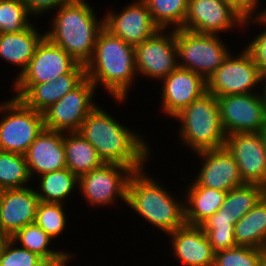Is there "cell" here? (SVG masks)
Returning a JSON list of instances; mask_svg holds the SVG:
<instances>
[{
    "label": "cell",
    "instance_id": "44",
    "mask_svg": "<svg viewBox=\"0 0 266 266\" xmlns=\"http://www.w3.org/2000/svg\"><path fill=\"white\" fill-rule=\"evenodd\" d=\"M260 266H266V254L263 257Z\"/></svg>",
    "mask_w": 266,
    "mask_h": 266
},
{
    "label": "cell",
    "instance_id": "35",
    "mask_svg": "<svg viewBox=\"0 0 266 266\" xmlns=\"http://www.w3.org/2000/svg\"><path fill=\"white\" fill-rule=\"evenodd\" d=\"M62 203L40 201L35 223L41 227L52 239L62 233L66 225V216Z\"/></svg>",
    "mask_w": 266,
    "mask_h": 266
},
{
    "label": "cell",
    "instance_id": "10",
    "mask_svg": "<svg viewBox=\"0 0 266 266\" xmlns=\"http://www.w3.org/2000/svg\"><path fill=\"white\" fill-rule=\"evenodd\" d=\"M96 86L86 77L76 88L43 112L47 130L79 131L83 121L96 107L93 94Z\"/></svg>",
    "mask_w": 266,
    "mask_h": 266
},
{
    "label": "cell",
    "instance_id": "22",
    "mask_svg": "<svg viewBox=\"0 0 266 266\" xmlns=\"http://www.w3.org/2000/svg\"><path fill=\"white\" fill-rule=\"evenodd\" d=\"M168 235L175 256L185 266H213L215 252L200 226L185 224Z\"/></svg>",
    "mask_w": 266,
    "mask_h": 266
},
{
    "label": "cell",
    "instance_id": "6",
    "mask_svg": "<svg viewBox=\"0 0 266 266\" xmlns=\"http://www.w3.org/2000/svg\"><path fill=\"white\" fill-rule=\"evenodd\" d=\"M0 112L5 114L0 120V151L24 155L45 129L43 113L27 107L15 97L0 104Z\"/></svg>",
    "mask_w": 266,
    "mask_h": 266
},
{
    "label": "cell",
    "instance_id": "30",
    "mask_svg": "<svg viewBox=\"0 0 266 266\" xmlns=\"http://www.w3.org/2000/svg\"><path fill=\"white\" fill-rule=\"evenodd\" d=\"M31 178L24 155L14 152L0 151L1 190L27 187L25 183Z\"/></svg>",
    "mask_w": 266,
    "mask_h": 266
},
{
    "label": "cell",
    "instance_id": "32",
    "mask_svg": "<svg viewBox=\"0 0 266 266\" xmlns=\"http://www.w3.org/2000/svg\"><path fill=\"white\" fill-rule=\"evenodd\" d=\"M200 227L215 253L237 246L234 236V224L223 213L215 212Z\"/></svg>",
    "mask_w": 266,
    "mask_h": 266
},
{
    "label": "cell",
    "instance_id": "23",
    "mask_svg": "<svg viewBox=\"0 0 266 266\" xmlns=\"http://www.w3.org/2000/svg\"><path fill=\"white\" fill-rule=\"evenodd\" d=\"M31 25L26 30L16 33H0V57L8 63L21 67L19 75L27 68L35 54L37 46L45 37Z\"/></svg>",
    "mask_w": 266,
    "mask_h": 266
},
{
    "label": "cell",
    "instance_id": "13",
    "mask_svg": "<svg viewBox=\"0 0 266 266\" xmlns=\"http://www.w3.org/2000/svg\"><path fill=\"white\" fill-rule=\"evenodd\" d=\"M245 19L225 0H188L186 19L182 29L201 34H219L220 31L243 25Z\"/></svg>",
    "mask_w": 266,
    "mask_h": 266
},
{
    "label": "cell",
    "instance_id": "9",
    "mask_svg": "<svg viewBox=\"0 0 266 266\" xmlns=\"http://www.w3.org/2000/svg\"><path fill=\"white\" fill-rule=\"evenodd\" d=\"M260 95L253 92L217 97L226 135L261 132L266 127V106Z\"/></svg>",
    "mask_w": 266,
    "mask_h": 266
},
{
    "label": "cell",
    "instance_id": "14",
    "mask_svg": "<svg viewBox=\"0 0 266 266\" xmlns=\"http://www.w3.org/2000/svg\"><path fill=\"white\" fill-rule=\"evenodd\" d=\"M225 148L235 159L245 183L266 187V151L260 132L227 135Z\"/></svg>",
    "mask_w": 266,
    "mask_h": 266
},
{
    "label": "cell",
    "instance_id": "43",
    "mask_svg": "<svg viewBox=\"0 0 266 266\" xmlns=\"http://www.w3.org/2000/svg\"><path fill=\"white\" fill-rule=\"evenodd\" d=\"M260 134L262 136L264 148H265V151H266V127L260 132Z\"/></svg>",
    "mask_w": 266,
    "mask_h": 266
},
{
    "label": "cell",
    "instance_id": "38",
    "mask_svg": "<svg viewBox=\"0 0 266 266\" xmlns=\"http://www.w3.org/2000/svg\"><path fill=\"white\" fill-rule=\"evenodd\" d=\"M29 13L34 15H39L48 11L49 9H55V7H60L62 5L68 4L75 0H22Z\"/></svg>",
    "mask_w": 266,
    "mask_h": 266
},
{
    "label": "cell",
    "instance_id": "24",
    "mask_svg": "<svg viewBox=\"0 0 266 266\" xmlns=\"http://www.w3.org/2000/svg\"><path fill=\"white\" fill-rule=\"evenodd\" d=\"M191 185L186 196L188 203L184 201L185 222L187 225L200 226L222 206L227 192L197 186L194 182Z\"/></svg>",
    "mask_w": 266,
    "mask_h": 266
},
{
    "label": "cell",
    "instance_id": "19",
    "mask_svg": "<svg viewBox=\"0 0 266 266\" xmlns=\"http://www.w3.org/2000/svg\"><path fill=\"white\" fill-rule=\"evenodd\" d=\"M40 199L36 190L3 189L0 194V228L10 238L19 229L35 223Z\"/></svg>",
    "mask_w": 266,
    "mask_h": 266
},
{
    "label": "cell",
    "instance_id": "21",
    "mask_svg": "<svg viewBox=\"0 0 266 266\" xmlns=\"http://www.w3.org/2000/svg\"><path fill=\"white\" fill-rule=\"evenodd\" d=\"M62 133L44 129L29 146L24 156L31 177L67 167Z\"/></svg>",
    "mask_w": 266,
    "mask_h": 266
},
{
    "label": "cell",
    "instance_id": "29",
    "mask_svg": "<svg viewBox=\"0 0 266 266\" xmlns=\"http://www.w3.org/2000/svg\"><path fill=\"white\" fill-rule=\"evenodd\" d=\"M10 238L15 244L20 243L22 248L37 254L44 261H53L65 254L63 251L59 252L48 248L52 238L36 223L28 224L19 229Z\"/></svg>",
    "mask_w": 266,
    "mask_h": 266
},
{
    "label": "cell",
    "instance_id": "40",
    "mask_svg": "<svg viewBox=\"0 0 266 266\" xmlns=\"http://www.w3.org/2000/svg\"><path fill=\"white\" fill-rule=\"evenodd\" d=\"M72 255H69V253H66L61 256L60 258L53 260V261H44V263L41 266H67L66 263H68L69 258H71Z\"/></svg>",
    "mask_w": 266,
    "mask_h": 266
},
{
    "label": "cell",
    "instance_id": "36",
    "mask_svg": "<svg viewBox=\"0 0 266 266\" xmlns=\"http://www.w3.org/2000/svg\"><path fill=\"white\" fill-rule=\"evenodd\" d=\"M14 245L11 238L6 240L0 251V266H41L44 263L37 254Z\"/></svg>",
    "mask_w": 266,
    "mask_h": 266
},
{
    "label": "cell",
    "instance_id": "20",
    "mask_svg": "<svg viewBox=\"0 0 266 266\" xmlns=\"http://www.w3.org/2000/svg\"><path fill=\"white\" fill-rule=\"evenodd\" d=\"M197 154L204 159L201 171L194 182L197 186L228 192L245 184L235 159L225 147L203 150Z\"/></svg>",
    "mask_w": 266,
    "mask_h": 266
},
{
    "label": "cell",
    "instance_id": "31",
    "mask_svg": "<svg viewBox=\"0 0 266 266\" xmlns=\"http://www.w3.org/2000/svg\"><path fill=\"white\" fill-rule=\"evenodd\" d=\"M151 12L153 21L160 29L173 25L180 29L186 19L188 0H143Z\"/></svg>",
    "mask_w": 266,
    "mask_h": 266
},
{
    "label": "cell",
    "instance_id": "33",
    "mask_svg": "<svg viewBox=\"0 0 266 266\" xmlns=\"http://www.w3.org/2000/svg\"><path fill=\"white\" fill-rule=\"evenodd\" d=\"M31 15L22 0H0V33L22 32L30 27Z\"/></svg>",
    "mask_w": 266,
    "mask_h": 266
},
{
    "label": "cell",
    "instance_id": "27",
    "mask_svg": "<svg viewBox=\"0 0 266 266\" xmlns=\"http://www.w3.org/2000/svg\"><path fill=\"white\" fill-rule=\"evenodd\" d=\"M266 187L260 184L245 183L227 192L222 206L216 211L223 213L236 224L249 212L264 196Z\"/></svg>",
    "mask_w": 266,
    "mask_h": 266
},
{
    "label": "cell",
    "instance_id": "34",
    "mask_svg": "<svg viewBox=\"0 0 266 266\" xmlns=\"http://www.w3.org/2000/svg\"><path fill=\"white\" fill-rule=\"evenodd\" d=\"M265 249L236 246L215 253L213 266H260Z\"/></svg>",
    "mask_w": 266,
    "mask_h": 266
},
{
    "label": "cell",
    "instance_id": "5",
    "mask_svg": "<svg viewBox=\"0 0 266 266\" xmlns=\"http://www.w3.org/2000/svg\"><path fill=\"white\" fill-rule=\"evenodd\" d=\"M174 118L182 124L179 137L195 153L225 147L227 135L221 124L218 101L214 95L204 94Z\"/></svg>",
    "mask_w": 266,
    "mask_h": 266
},
{
    "label": "cell",
    "instance_id": "3",
    "mask_svg": "<svg viewBox=\"0 0 266 266\" xmlns=\"http://www.w3.org/2000/svg\"><path fill=\"white\" fill-rule=\"evenodd\" d=\"M52 30L45 36L64 49L76 62L86 65L93 57L96 39L104 28L85 0H75L58 8Z\"/></svg>",
    "mask_w": 266,
    "mask_h": 266
},
{
    "label": "cell",
    "instance_id": "37",
    "mask_svg": "<svg viewBox=\"0 0 266 266\" xmlns=\"http://www.w3.org/2000/svg\"><path fill=\"white\" fill-rule=\"evenodd\" d=\"M252 20L258 21L261 25L266 26V17L255 16ZM247 50L252 54L262 76L266 75V30L257 35V37L246 46Z\"/></svg>",
    "mask_w": 266,
    "mask_h": 266
},
{
    "label": "cell",
    "instance_id": "42",
    "mask_svg": "<svg viewBox=\"0 0 266 266\" xmlns=\"http://www.w3.org/2000/svg\"><path fill=\"white\" fill-rule=\"evenodd\" d=\"M262 81L266 82V75L262 76ZM265 86L263 88V93H262V97L264 99V103H265V106H266V83H263Z\"/></svg>",
    "mask_w": 266,
    "mask_h": 266
},
{
    "label": "cell",
    "instance_id": "8",
    "mask_svg": "<svg viewBox=\"0 0 266 266\" xmlns=\"http://www.w3.org/2000/svg\"><path fill=\"white\" fill-rule=\"evenodd\" d=\"M206 82L207 93L215 97L247 94L262 82V74L252 54L245 48L238 57L230 54Z\"/></svg>",
    "mask_w": 266,
    "mask_h": 266
},
{
    "label": "cell",
    "instance_id": "4",
    "mask_svg": "<svg viewBox=\"0 0 266 266\" xmlns=\"http://www.w3.org/2000/svg\"><path fill=\"white\" fill-rule=\"evenodd\" d=\"M126 203L153 226L169 234L186 224L183 203L174 200L143 170L134 172L127 185Z\"/></svg>",
    "mask_w": 266,
    "mask_h": 266
},
{
    "label": "cell",
    "instance_id": "1",
    "mask_svg": "<svg viewBox=\"0 0 266 266\" xmlns=\"http://www.w3.org/2000/svg\"><path fill=\"white\" fill-rule=\"evenodd\" d=\"M78 132L94 146L104 163L126 165L134 172L143 170L150 154L146 141L102 108L96 106Z\"/></svg>",
    "mask_w": 266,
    "mask_h": 266
},
{
    "label": "cell",
    "instance_id": "18",
    "mask_svg": "<svg viewBox=\"0 0 266 266\" xmlns=\"http://www.w3.org/2000/svg\"><path fill=\"white\" fill-rule=\"evenodd\" d=\"M162 82L161 106L171 117L207 93L206 80L193 71L181 67H177L162 79Z\"/></svg>",
    "mask_w": 266,
    "mask_h": 266
},
{
    "label": "cell",
    "instance_id": "17",
    "mask_svg": "<svg viewBox=\"0 0 266 266\" xmlns=\"http://www.w3.org/2000/svg\"><path fill=\"white\" fill-rule=\"evenodd\" d=\"M120 12L118 15L108 12L104 28L126 43L135 46L160 30L143 0L132 2Z\"/></svg>",
    "mask_w": 266,
    "mask_h": 266
},
{
    "label": "cell",
    "instance_id": "39",
    "mask_svg": "<svg viewBox=\"0 0 266 266\" xmlns=\"http://www.w3.org/2000/svg\"><path fill=\"white\" fill-rule=\"evenodd\" d=\"M245 21L244 24H249L252 19L253 12H256L257 2L259 0H225ZM255 10V11H254ZM251 17V18H250Z\"/></svg>",
    "mask_w": 266,
    "mask_h": 266
},
{
    "label": "cell",
    "instance_id": "7",
    "mask_svg": "<svg viewBox=\"0 0 266 266\" xmlns=\"http://www.w3.org/2000/svg\"><path fill=\"white\" fill-rule=\"evenodd\" d=\"M178 67L202 76L206 81L230 55L222 39L215 34H201L176 29Z\"/></svg>",
    "mask_w": 266,
    "mask_h": 266
},
{
    "label": "cell",
    "instance_id": "12",
    "mask_svg": "<svg viewBox=\"0 0 266 266\" xmlns=\"http://www.w3.org/2000/svg\"><path fill=\"white\" fill-rule=\"evenodd\" d=\"M164 31L166 29H160L134 46L137 73L162 80L178 67L176 29H172L171 35L163 34Z\"/></svg>",
    "mask_w": 266,
    "mask_h": 266
},
{
    "label": "cell",
    "instance_id": "25",
    "mask_svg": "<svg viewBox=\"0 0 266 266\" xmlns=\"http://www.w3.org/2000/svg\"><path fill=\"white\" fill-rule=\"evenodd\" d=\"M63 136L66 166L78 178L104 164L94 146L78 131Z\"/></svg>",
    "mask_w": 266,
    "mask_h": 266
},
{
    "label": "cell",
    "instance_id": "41",
    "mask_svg": "<svg viewBox=\"0 0 266 266\" xmlns=\"http://www.w3.org/2000/svg\"><path fill=\"white\" fill-rule=\"evenodd\" d=\"M8 238L9 237L0 228V251H1V248L3 247L4 243L6 242V240Z\"/></svg>",
    "mask_w": 266,
    "mask_h": 266
},
{
    "label": "cell",
    "instance_id": "16",
    "mask_svg": "<svg viewBox=\"0 0 266 266\" xmlns=\"http://www.w3.org/2000/svg\"><path fill=\"white\" fill-rule=\"evenodd\" d=\"M86 78V66L78 63L69 73L40 84H14L17 94L27 107L43 113Z\"/></svg>",
    "mask_w": 266,
    "mask_h": 266
},
{
    "label": "cell",
    "instance_id": "15",
    "mask_svg": "<svg viewBox=\"0 0 266 266\" xmlns=\"http://www.w3.org/2000/svg\"><path fill=\"white\" fill-rule=\"evenodd\" d=\"M76 62L64 49L51 42L46 36L37 46L27 68L18 75L14 84H40L55 80L69 73Z\"/></svg>",
    "mask_w": 266,
    "mask_h": 266
},
{
    "label": "cell",
    "instance_id": "28",
    "mask_svg": "<svg viewBox=\"0 0 266 266\" xmlns=\"http://www.w3.org/2000/svg\"><path fill=\"white\" fill-rule=\"evenodd\" d=\"M39 177L41 191L36 190V194L42 202L63 203L79 183V178L67 167Z\"/></svg>",
    "mask_w": 266,
    "mask_h": 266
},
{
    "label": "cell",
    "instance_id": "26",
    "mask_svg": "<svg viewBox=\"0 0 266 266\" xmlns=\"http://www.w3.org/2000/svg\"><path fill=\"white\" fill-rule=\"evenodd\" d=\"M237 246L266 250V195L234 225Z\"/></svg>",
    "mask_w": 266,
    "mask_h": 266
},
{
    "label": "cell",
    "instance_id": "11",
    "mask_svg": "<svg viewBox=\"0 0 266 266\" xmlns=\"http://www.w3.org/2000/svg\"><path fill=\"white\" fill-rule=\"evenodd\" d=\"M133 173L126 165L104 163L81 175L78 186L87 202L92 205H110L117 196L126 203L127 185Z\"/></svg>",
    "mask_w": 266,
    "mask_h": 266
},
{
    "label": "cell",
    "instance_id": "2",
    "mask_svg": "<svg viewBox=\"0 0 266 266\" xmlns=\"http://www.w3.org/2000/svg\"><path fill=\"white\" fill-rule=\"evenodd\" d=\"M86 77L97 87L100 83L117 101H124L134 75V46L103 28L96 39L92 59L85 65Z\"/></svg>",
    "mask_w": 266,
    "mask_h": 266
}]
</instances>
